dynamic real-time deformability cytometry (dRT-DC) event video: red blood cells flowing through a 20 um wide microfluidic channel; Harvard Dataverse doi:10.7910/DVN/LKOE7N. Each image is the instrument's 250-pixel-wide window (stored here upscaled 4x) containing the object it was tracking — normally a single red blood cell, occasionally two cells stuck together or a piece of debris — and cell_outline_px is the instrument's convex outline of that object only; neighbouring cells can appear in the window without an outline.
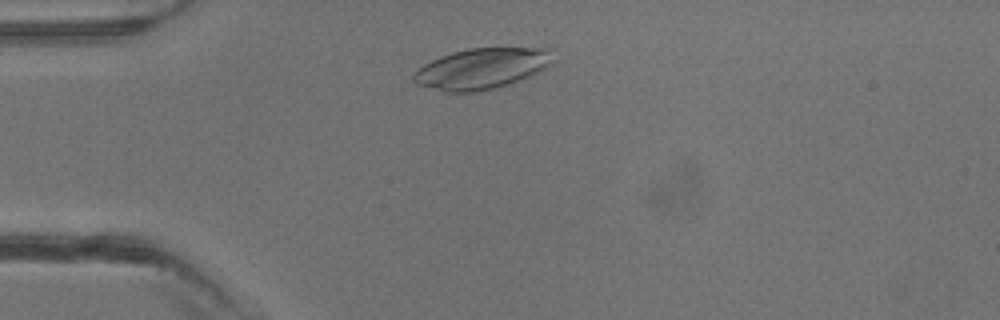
{"species": "common noctule bat (a hibernating species)", "species_latin": "Nyctalus noctula", "temperature_condition": "warm", "stored_images_in_passage": 1, "camera_frame_rate_fps": 3000, "um_per_image_px": 0.085, "animal": {"sex": "male", "body_mass_g": 13.3}, "frame": {"image": 1, "passage_image": 1, "time_ms": 0.0, "image_size_px": [1000, 320], "cell_outline_px": [[552, 64], [548, 68], [532, 76], [508, 84], [492, 88], [472, 92], [444, 92], [416, 84], [412, 80], [412, 72], [424, 64], [440, 56], [452, 52], [468, 48], [548, 48]], "centroid_in_image_um": [40.9, 5.83], "position_along_channel_um": 44.1, "area_um2": 33.18}}